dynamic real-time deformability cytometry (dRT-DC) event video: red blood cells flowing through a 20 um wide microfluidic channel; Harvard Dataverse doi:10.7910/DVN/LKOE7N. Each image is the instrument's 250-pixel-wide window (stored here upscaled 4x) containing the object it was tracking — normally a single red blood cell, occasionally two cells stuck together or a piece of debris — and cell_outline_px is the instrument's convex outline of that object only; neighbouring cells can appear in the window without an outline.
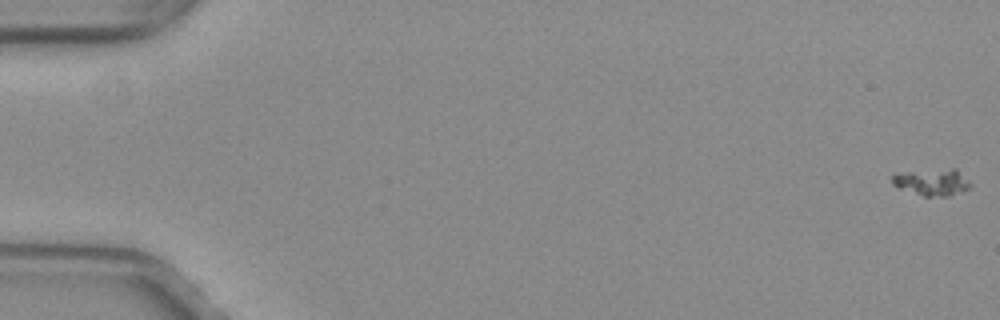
{"species": "common noctule bat (a hibernating species)", "species_latin": "Nyctalus noctula", "temperature_condition": "warm", "stored_images_in_passage": 54, "camera_frame_rate_fps": 3000, "um_per_image_px": 0.085, "animal": {"sex": "female", "body_mass_g": 29.2, "forearm_length_mm": 56.3}, "frame": {"image": 1, "passage_image": 1, "time_ms": 0.0, "image_size_px": [1000, 320], "cell_outline_px": [[972, 184], [968, 188], [948, 196], [924, 196], [896, 188], [892, 184], [892, 176], [908, 172], [952, 168], [956, 168]], "centroid_in_image_um": [79.23, 15.49], "position_along_channel_um": 5.8, "area_um2": 11.96}}
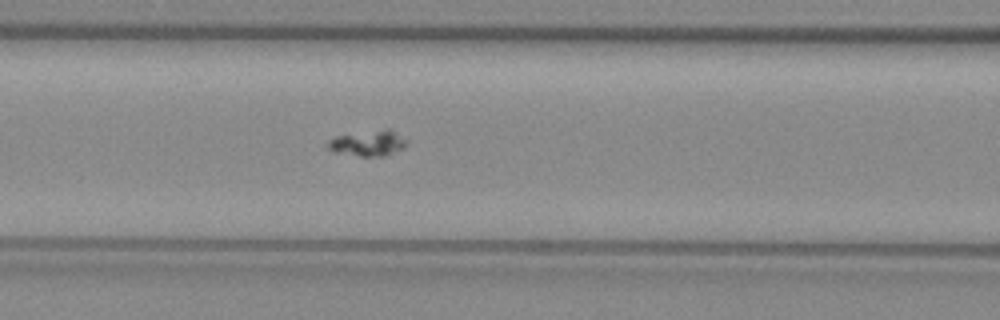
{"frame": {"image": 2, "passage_image": 24, "time_ms": 7.667, "image_size_px": [1000, 320], "cell_outline_px": [[408, 140], [400, 148], [384, 156], [360, 156], [336, 152], [328, 148], [328, 140], [336, 136], [388, 128]], "centroid_in_image_um": [31.26, 12.16], "position_along_channel_um": 135.3, "area_um2": 11.39}}
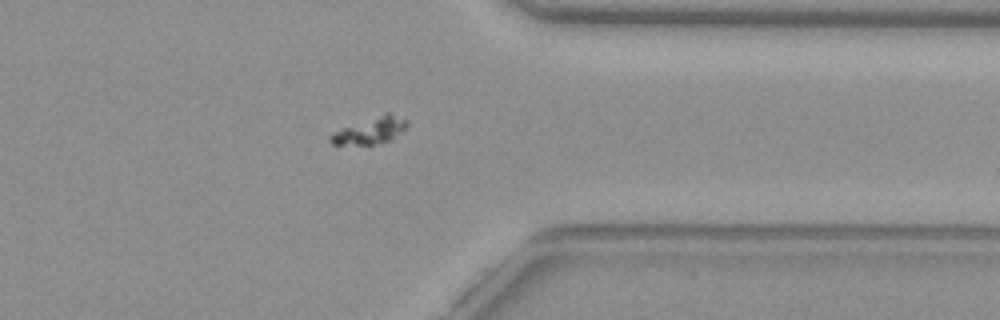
{"frame": {"image": 3, "passage_image": 43, "time_ms": 14.0, "image_size_px": [1000, 320], "cell_outline_px": [[408, 124], [400, 132], [388, 140], [372, 144], [332, 144], [328, 140], [332, 132], [384, 112], [388, 112], [408, 120]], "centroid_in_image_um": [31.46, 11.07], "position_along_channel_um": 379.9, "area_um2": 11.56}}